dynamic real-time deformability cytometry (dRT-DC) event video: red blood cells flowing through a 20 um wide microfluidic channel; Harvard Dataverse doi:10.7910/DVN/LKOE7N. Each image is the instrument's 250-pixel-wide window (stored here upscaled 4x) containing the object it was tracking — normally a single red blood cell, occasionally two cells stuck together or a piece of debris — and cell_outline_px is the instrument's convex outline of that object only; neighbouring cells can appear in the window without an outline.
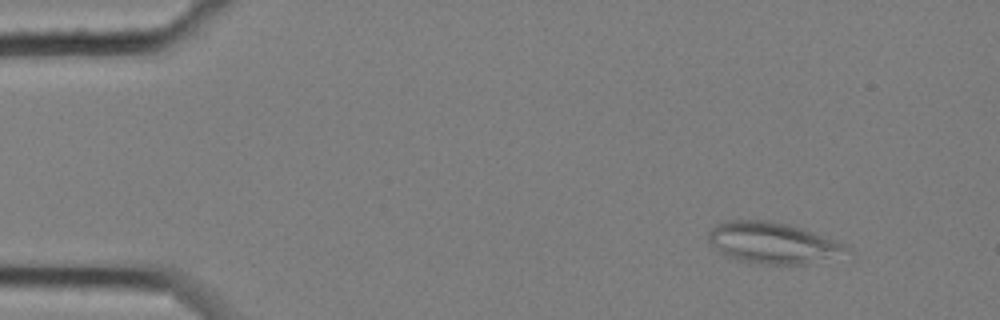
{"species": "common noctule bat (a hibernating species)", "species_latin": "Nyctalus noctula", "temperature_condition": "cold", "stored_images_in_passage": 53, "segment_of_instrument_passage": [1, 2], "camera_frame_rate_fps": 3000, "um_per_image_px": 0.085, "animal": {"sex": "female", "body_mass_g": 25.1}, "frame": {"image": 1, "passage_image": 1, "time_ms": 0.0, "image_size_px": [1000, 320], "cell_outline_px": [[852, 252], [808, 264], [760, 264], [736, 260], [724, 256], [708, 240], [708, 232], [716, 224], [724, 220], [772, 220], [788, 224], [848, 244]], "centroid_in_image_um": [65.68, 20.65], "position_along_channel_um": 19.3, "area_um2": 33.47}}